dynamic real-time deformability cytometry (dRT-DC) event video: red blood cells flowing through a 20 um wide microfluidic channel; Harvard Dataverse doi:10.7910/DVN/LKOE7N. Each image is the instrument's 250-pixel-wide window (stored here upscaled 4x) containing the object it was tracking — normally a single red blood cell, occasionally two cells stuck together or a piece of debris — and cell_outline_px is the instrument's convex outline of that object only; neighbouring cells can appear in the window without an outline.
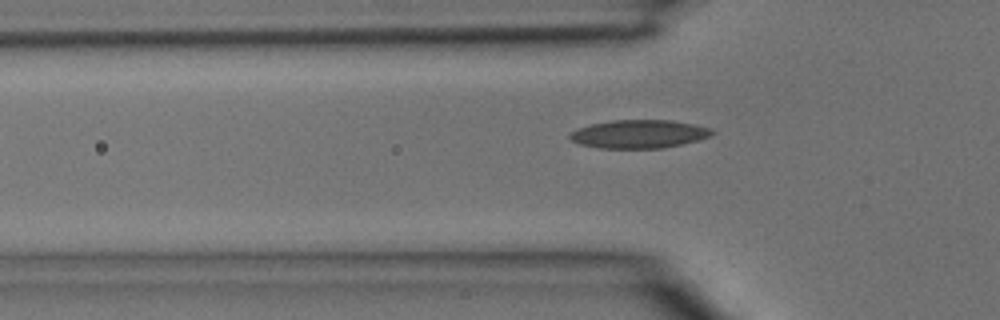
{"species": "common noctule bat (a hibernating species)", "species_latin": "Nyctalus noctula", "temperature_condition": "room temperature", "stored_images_in_passage": 4, "camera_frame_rate_fps": 3000, "um_per_image_px": 0.085, "animal": {"sex": "male", "body_mass_g": 15.6}, "frame": {"image": 1, "passage_image": 4, "time_ms": 1.0, "image_size_px": [1000, 320], "cell_outline_px": [[716, 132], [700, 140], [660, 148], [600, 148], [580, 144], [572, 140], [568, 136], [576, 128], [592, 124], [612, 120], [672, 120], [692, 124], [708, 128]], "centroid_in_image_um": [54.29, 11.39], "position_along_channel_um": 71.5, "area_um2": 23.24}}